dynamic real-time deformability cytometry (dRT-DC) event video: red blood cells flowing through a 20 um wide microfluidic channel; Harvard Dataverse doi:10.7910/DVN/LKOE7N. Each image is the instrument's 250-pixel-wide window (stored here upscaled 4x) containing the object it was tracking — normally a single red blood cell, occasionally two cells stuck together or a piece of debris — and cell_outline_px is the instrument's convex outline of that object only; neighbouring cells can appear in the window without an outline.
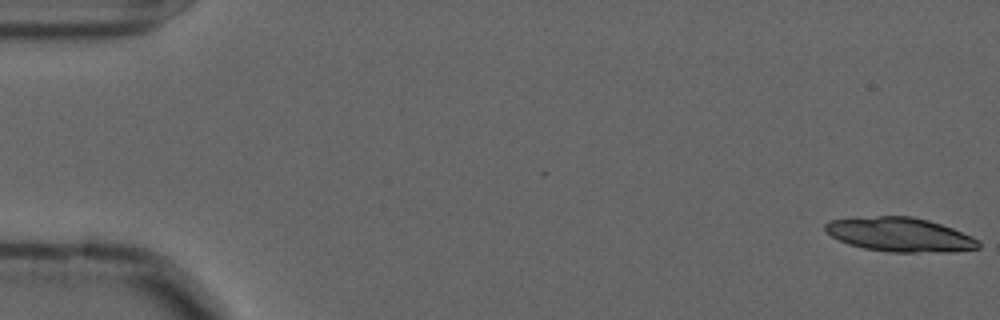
{"species": "common noctule bat (a hibernating species)", "species_latin": "Nyctalus noctula", "temperature_condition": "cold", "stored_images_in_passage": 20, "camera_frame_rate_fps": 3000, "um_per_image_px": 0.085, "animal": {"sex": "male", "forearm_length_mm": 52.5}, "frame": {"image": 1, "passage_image": 1, "time_ms": 0.0, "image_size_px": [1000, 320], "cell_outline_px": [[980, 248], [948, 252], [888, 252], [864, 248], [848, 244], [832, 236], [824, 228], [824, 224], [828, 220], [876, 216], [912, 216], [928, 220], [952, 228], [972, 236], [980, 244]], "centroid_in_image_um": [76.49, 19.94], "position_along_channel_um": 8.5, "area_um2": 30.35}}